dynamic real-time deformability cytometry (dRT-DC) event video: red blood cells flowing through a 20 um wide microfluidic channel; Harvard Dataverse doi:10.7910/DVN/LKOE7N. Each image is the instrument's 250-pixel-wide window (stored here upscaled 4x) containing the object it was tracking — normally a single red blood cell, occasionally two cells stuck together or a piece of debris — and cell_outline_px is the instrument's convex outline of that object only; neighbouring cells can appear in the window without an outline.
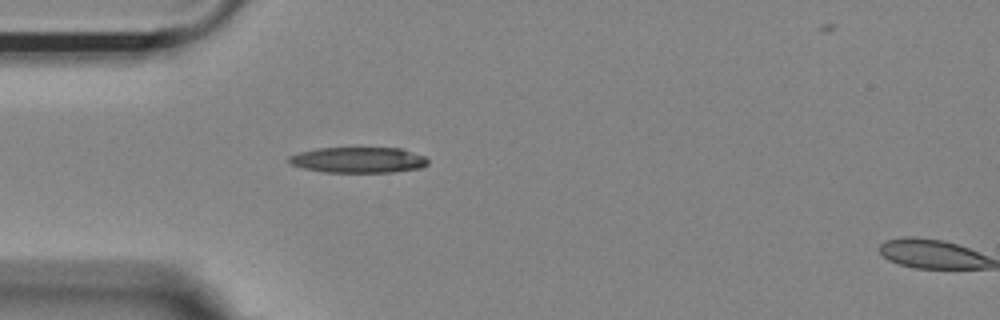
{"species": "Egyptian fruit bat (a non-hibernating species)", "species_latin": "Rousettus aegyptiacus", "temperature_condition": "room temperature", "stored_images_in_passage": 2, "camera_frame_rate_fps": 3000, "um_per_image_px": 0.085, "animal": {"sex": "female"}, "frame": {"image": 1, "passage_image": 1, "time_ms": 0.0, "image_size_px": [1000, 320], "cell_outline_px": [[428, 164], [420, 168], [396, 172], [324, 172], [304, 168], [292, 164], [288, 160], [288, 156], [300, 152], [316, 148], [400, 148], [424, 156], [428, 160]], "centroid_in_image_um": [30.47, 13.6], "position_along_channel_um": 54.5, "area_um2": 20.75}}